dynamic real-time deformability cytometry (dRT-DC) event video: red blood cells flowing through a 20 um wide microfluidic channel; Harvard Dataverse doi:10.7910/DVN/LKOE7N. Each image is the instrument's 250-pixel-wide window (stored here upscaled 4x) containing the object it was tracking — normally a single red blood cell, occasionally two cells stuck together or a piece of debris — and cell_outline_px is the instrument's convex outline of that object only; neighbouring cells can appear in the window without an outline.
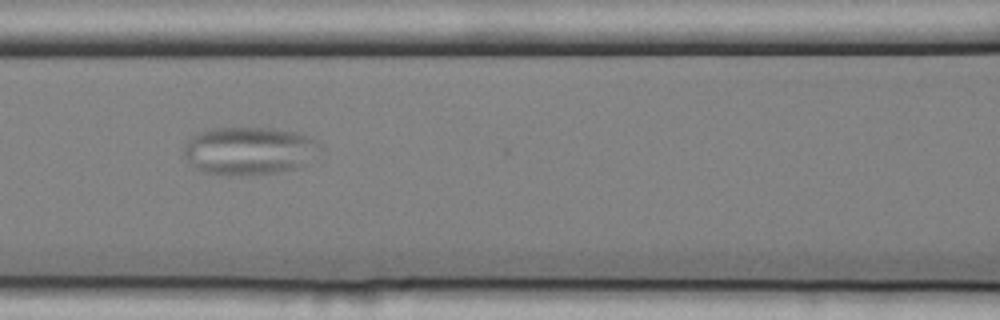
{"species": "common noctule bat (a hibernating species)", "species_latin": "Nyctalus noctula", "temperature_condition": "cold", "stored_images_in_passage": 11, "camera_frame_rate_fps": 3000, "um_per_image_px": 0.085, "animal": {"sex": "female", "body_mass_g": 25.1}, "frame": {"image": 1, "passage_image": 10, "time_ms": 3.0, "image_size_px": [1000, 320], "cell_outline_px": [[320, 148], [300, 168], [280, 172], [240, 176], [228, 176], [204, 172], [196, 168], [184, 156], [184, 144], [192, 136], [200, 132], [212, 128], [276, 128], [296, 132], [308, 136], [316, 140]], "centroid_in_image_um": [21.15, 12.82], "position_along_channel_um": 145.4, "area_um2": 38.15}}